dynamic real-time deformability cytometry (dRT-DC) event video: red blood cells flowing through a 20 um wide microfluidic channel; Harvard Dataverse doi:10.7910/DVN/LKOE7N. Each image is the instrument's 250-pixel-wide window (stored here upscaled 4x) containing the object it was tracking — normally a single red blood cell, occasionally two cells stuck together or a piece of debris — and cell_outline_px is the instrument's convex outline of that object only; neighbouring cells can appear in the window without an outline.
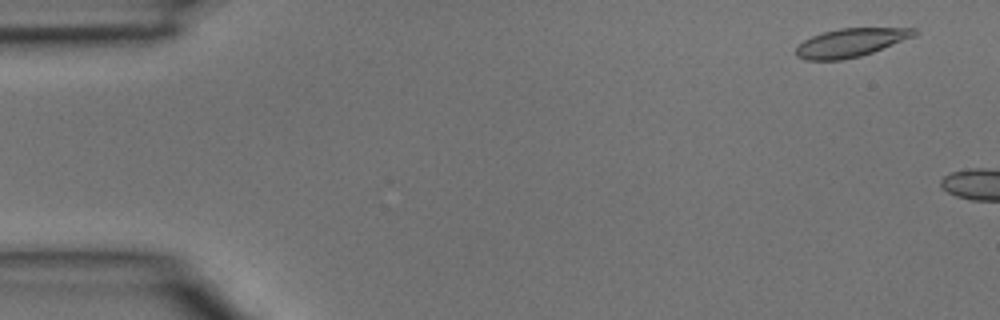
{"species": "common noctule bat (a hibernating species)", "species_latin": "Nyctalus noctula", "temperature_condition": "room temperature", "stored_images_in_passage": 2, "camera_frame_rate_fps": 3000, "um_per_image_px": 0.085, "animal": {"sex": "male", "body_mass_g": 15.6}, "frame": {"image": 1, "passage_image": 1, "time_ms": 0.0, "image_size_px": [1000, 320], "cell_outline_px": [[916, 36], [872, 52], [860, 56], [840, 60], [804, 60], [796, 56], [796, 48], [804, 40], [812, 36], [824, 32], [840, 28], [916, 28]], "centroid_in_image_um": [72.31, 3.63], "position_along_channel_um": 12.7, "area_um2": 19.48}}